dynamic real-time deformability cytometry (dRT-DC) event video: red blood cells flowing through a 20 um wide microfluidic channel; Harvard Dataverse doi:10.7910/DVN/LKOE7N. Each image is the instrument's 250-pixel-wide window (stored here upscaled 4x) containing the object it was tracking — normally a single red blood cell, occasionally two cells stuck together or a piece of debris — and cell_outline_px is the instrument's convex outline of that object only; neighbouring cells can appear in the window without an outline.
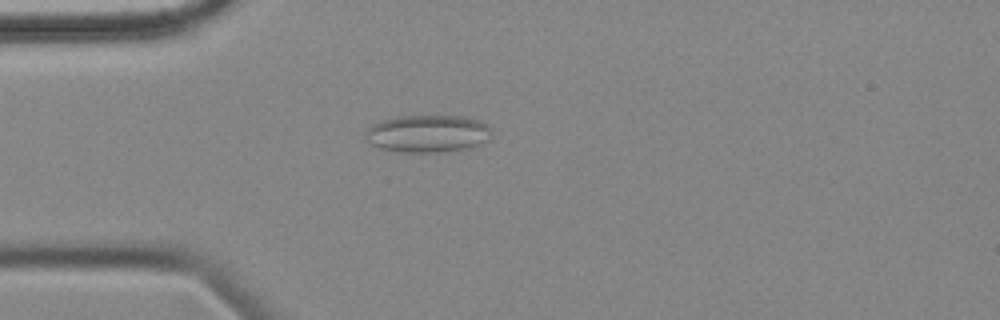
{"species": "common noctule bat (a hibernating species)", "species_latin": "Nyctalus noctula", "temperature_condition": "cold", "stored_images_in_passage": 44, "camera_frame_rate_fps": 3000, "um_per_image_px": 0.085, "animal": {"sex": "female", "body_mass_g": 18.4}, "frame": {"image": 1, "passage_image": 3, "time_ms": 0.667, "image_size_px": [1000, 320], "cell_outline_px": [[492, 132], [488, 140], [480, 144], [468, 148], [448, 152], [396, 152], [380, 148], [364, 140], [364, 132], [372, 124], [396, 116], [468, 116], [480, 120], [488, 124], [492, 128]], "centroid_in_image_um": [36.37, 11.36], "position_along_channel_um": 48.6, "area_um2": 28.09}}
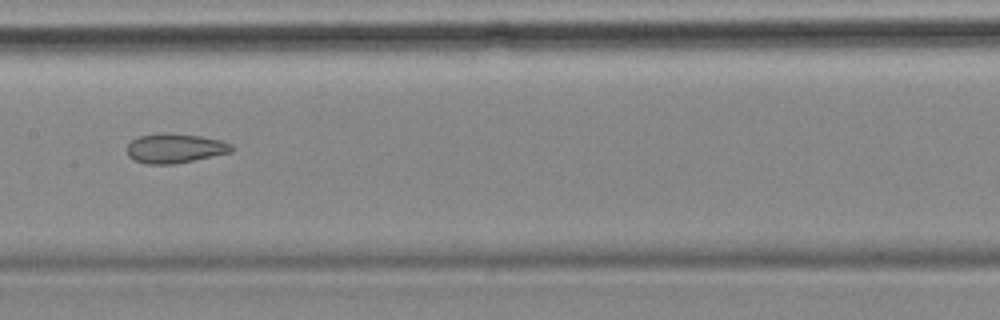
{"frame": {"image": 2, "passage_image": 16, "time_ms": 5.0, "image_size_px": [1000, 320], "cell_outline_px": [[236, 148], [232, 152], [176, 164], [148, 164], [136, 160], [128, 156], [128, 144], [132, 140], [140, 136], [200, 136], [220, 140], [232, 144]], "centroid_in_image_um": [14.95, 12.66], "position_along_channel_um": 192.5, "area_um2": 17.11}}
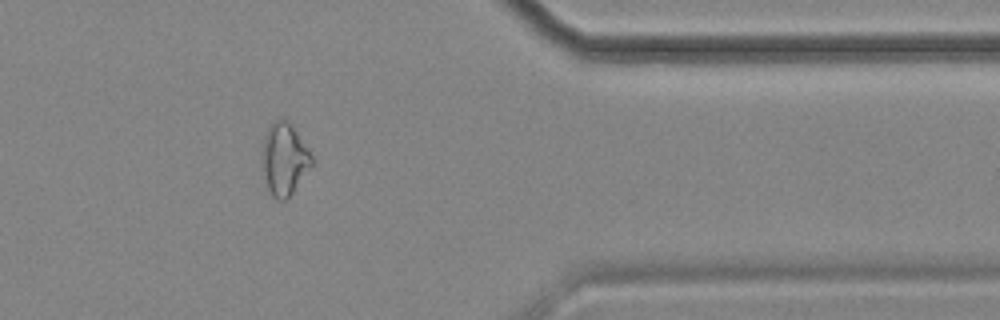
{"frame": {"image": 3, "passage_image": 34, "time_ms": 11.0, "image_size_px": [1000, 320], "cell_outline_px": [[312, 164], [292, 192], [284, 200], [276, 200], [272, 196], [268, 188], [260, 168], [260, 156], [264, 136], [268, 128], [280, 116], [288, 120], [312, 156]], "centroid_in_image_um": [24.09, 13.51], "position_along_channel_um": 387.3, "area_um2": 20.81}, "authors_computed_cell_mechanics": {"area_um2": 19.7387, "velocity_mm_per_s": 3.5565, "shape_relaxation_time_tau1_ms": null, "shape_relaxation_time_tau2_ms": 3.7694, "deformation_change_tau1": null, "deformation_change_tau2": 0.1201}}